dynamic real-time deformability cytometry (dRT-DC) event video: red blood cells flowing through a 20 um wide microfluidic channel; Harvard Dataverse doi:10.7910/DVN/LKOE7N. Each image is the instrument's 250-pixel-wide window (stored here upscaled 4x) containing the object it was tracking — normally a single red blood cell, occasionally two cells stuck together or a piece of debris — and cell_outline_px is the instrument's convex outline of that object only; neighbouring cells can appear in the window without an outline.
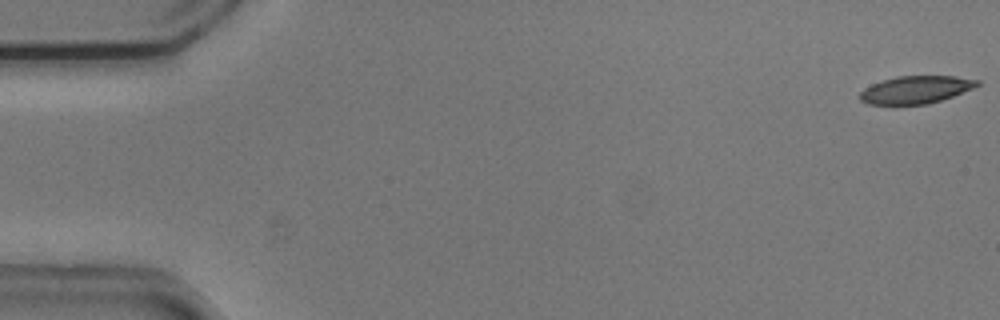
{"species": "common noctule bat (a hibernating species)", "species_latin": "Nyctalus noctula", "temperature_condition": "cold", "stored_images_in_passage": 54, "camera_frame_rate_fps": 3000, "um_per_image_px": 0.085, "animal": {"sex": "male", "body_mass_g": 20.5, "forearm_length_mm": 52.5}, "frame": {"image": 1, "passage_image": 1, "time_ms": 0.0, "image_size_px": [1000, 320], "cell_outline_px": [[980, 84], [972, 88], [952, 96], [928, 104], [868, 104], [860, 100], [856, 96], [864, 88], [872, 84], [896, 76], [956, 76], [980, 80]], "centroid_in_image_um": [77.81, 7.62], "position_along_channel_um": 7.2, "area_um2": 18.79}}
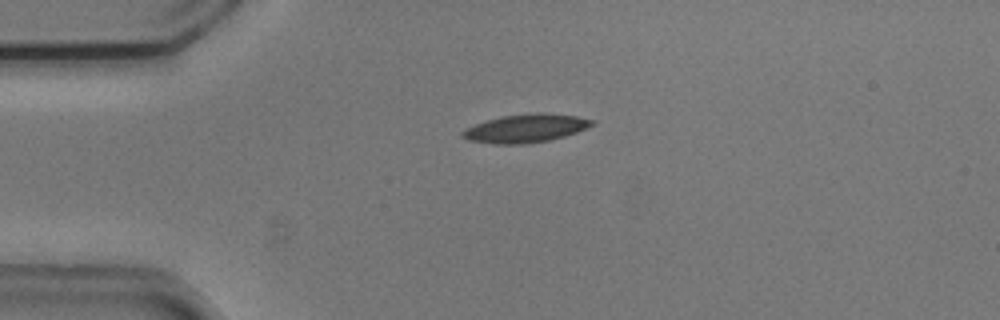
{"frame": {"image": 2, "passage_image": 13, "time_ms": 4.0, "image_size_px": [1000, 320], "cell_outline_px": [[596, 124], [576, 132], [564, 136], [548, 140], [524, 144], [492, 144], [468, 140], [460, 136], [460, 132], [476, 124], [500, 116], [536, 112], [540, 112], [576, 116], [596, 120]], "centroid_in_image_um": [44.69, 10.9], "position_along_channel_um": 40.3, "area_um2": 21.39}}
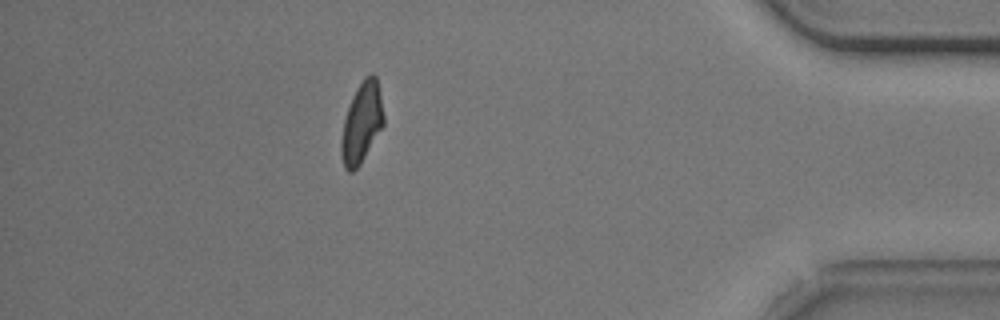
{"frame": {"image": 3, "passage_image": 48, "time_ms": 15.667, "image_size_px": [1000, 320], "cell_outline_px": [[384, 124], [360, 164], [352, 172], [348, 172], [344, 168], [340, 156], [340, 144], [344, 120], [352, 96], [356, 88], [364, 76], [372, 72], [376, 76], [384, 116]], "centroid_in_image_um": [30.72, 10.44], "position_along_channel_um": 404.5, "area_um2": 19.83}, "authors_computed_cell_mechanics": {"area_um2": 20.4901, "velocity_mm_per_s": 3.7273, "shape_relaxation_time_tau1_ms": 5.0231, "shape_relaxation_time_tau2_ms": 4.6139, "deformation_change_tau1": 0.1403, "deformation_change_tau2": 0.1133}}